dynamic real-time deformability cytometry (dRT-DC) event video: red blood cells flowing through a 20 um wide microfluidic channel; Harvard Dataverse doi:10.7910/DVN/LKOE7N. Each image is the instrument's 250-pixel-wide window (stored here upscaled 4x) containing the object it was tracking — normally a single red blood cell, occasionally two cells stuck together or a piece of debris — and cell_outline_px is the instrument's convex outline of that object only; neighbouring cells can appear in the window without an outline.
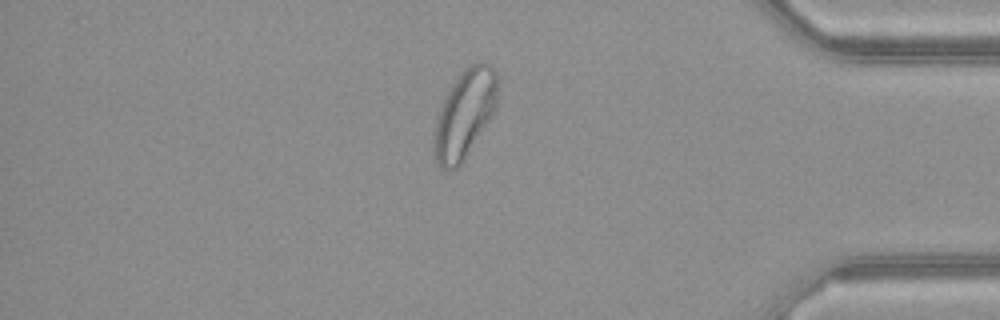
{"species": "common noctule bat (a hibernating species)", "species_latin": "Nyctalus noctula", "temperature_condition": "warm", "stored_images_in_passage": 48, "camera_frame_rate_fps": 3000, "um_per_image_px": 0.085, "animal": {"sex": "female", "body_mass_g": 21.9}, "frame": {"image": 1, "passage_image": 41, "time_ms": 13.333, "image_size_px": [1000, 320], "cell_outline_px": [[496, 108], [464, 160], [456, 168], [448, 172], [440, 168], [432, 156], [432, 136], [436, 120], [440, 108], [452, 84], [472, 64], [480, 60], [484, 60], [492, 64], [496, 68]], "centroid_in_image_um": [39.46, 9.75], "position_along_channel_um": 395.7, "area_um2": 32.66}}